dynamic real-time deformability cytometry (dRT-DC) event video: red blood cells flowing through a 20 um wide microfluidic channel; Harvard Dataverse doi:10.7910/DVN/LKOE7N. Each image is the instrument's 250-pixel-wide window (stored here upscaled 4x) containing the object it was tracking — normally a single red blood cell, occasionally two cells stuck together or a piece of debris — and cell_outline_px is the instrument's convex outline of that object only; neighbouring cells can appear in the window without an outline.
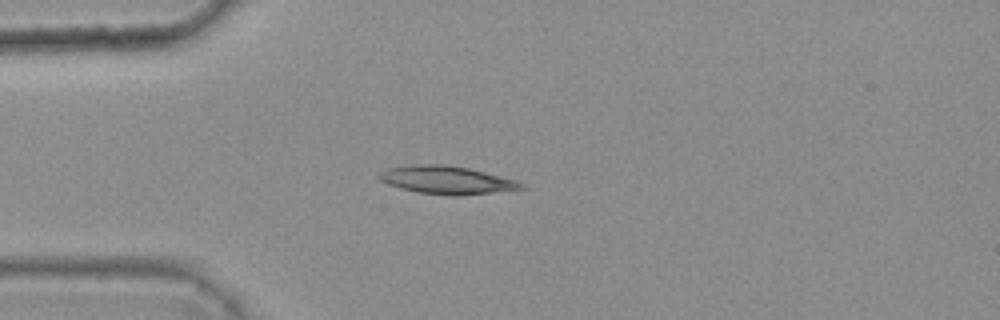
{"species": "common noctule bat (a hibernating species)", "species_latin": "Nyctalus noctula", "temperature_condition": "warm", "stored_images_in_passage": 3, "camera_frame_rate_fps": 3000, "um_per_image_px": 0.085, "animal": {"sex": "female", "body_mass_g": 25.1}, "frame": {"image": 1, "passage_image": 2, "time_ms": 0.333, "image_size_px": [1000, 320], "cell_outline_px": [[528, 188], [460, 196], [448, 196], [420, 192], [400, 188], [388, 184], [380, 180], [376, 176], [380, 172], [388, 168], [412, 164], [444, 164], [468, 168], [516, 180], [524, 184]], "centroid_in_image_um": [37.96, 15.3], "position_along_channel_um": 47.0, "area_um2": 23.24}}